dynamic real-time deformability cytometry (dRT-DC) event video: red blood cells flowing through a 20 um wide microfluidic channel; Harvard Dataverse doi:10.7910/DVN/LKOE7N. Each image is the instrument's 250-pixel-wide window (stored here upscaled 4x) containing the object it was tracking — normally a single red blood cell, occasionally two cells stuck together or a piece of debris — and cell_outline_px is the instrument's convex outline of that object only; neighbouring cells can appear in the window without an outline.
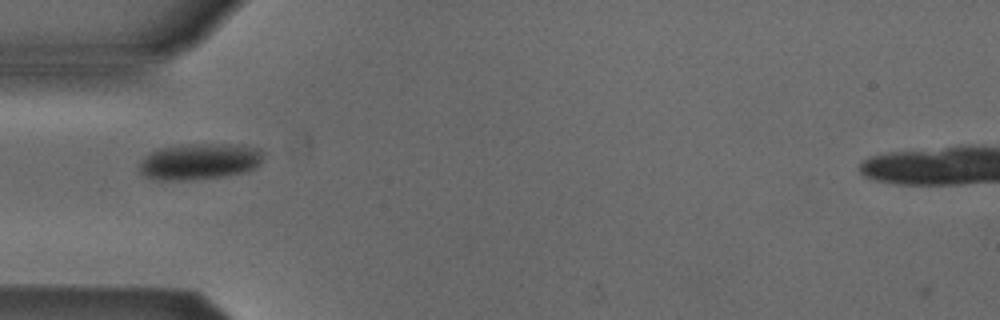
{"species": "Egyptian fruit bat (a non-hibernating species)", "species_latin": "Rousettus aegyptiacus", "temperature_condition": "cold", "stored_images_in_passage": 38, "camera_frame_rate_fps": 3000, "um_per_image_px": 0.085, "animal": {"sex": "male"}, "frame": {"image": 1, "passage_image": 2, "time_ms": 0.333, "image_size_px": [1000, 320], "cell_outline_px": [[264, 156], [260, 164], [248, 172], [224, 176], [184, 180], [152, 180], [144, 176], [140, 172], [140, 164], [144, 156], [160, 148], [180, 144], [244, 144], [260, 148], [264, 152]], "centroid_in_image_um": [17.01, 13.71], "position_along_channel_um": 68.0, "area_um2": 26.65}}
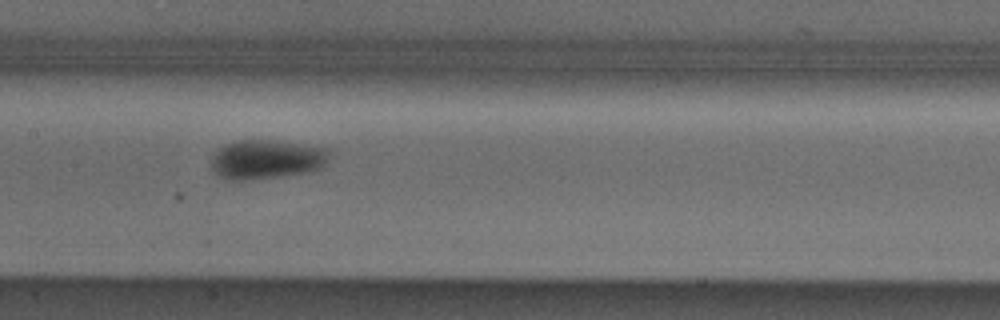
{"frame": {"image": 2, "passage_image": 11, "time_ms": 3.333, "image_size_px": [1000, 320], "cell_outline_px": [[328, 156], [324, 164], [320, 168], [304, 172], [280, 176], [244, 180], [228, 180], [220, 176], [212, 168], [212, 156], [220, 148], [236, 140], [272, 140], [324, 148], [328, 152]], "centroid_in_image_um": [22.6, 13.55], "position_along_channel_um": 184.8, "area_um2": 26.3}}
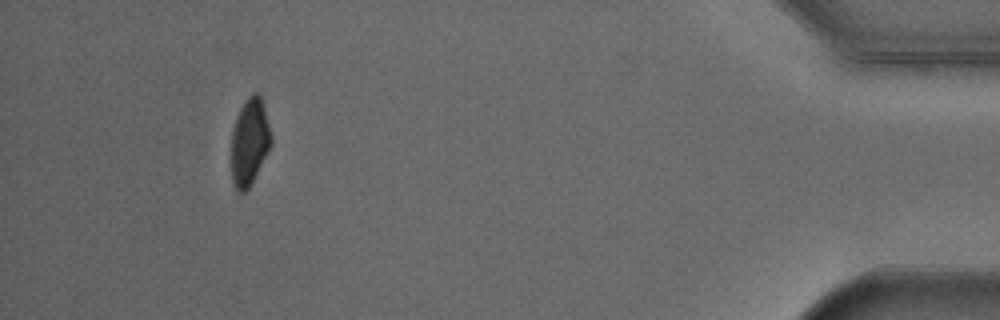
{"frame": {"image": 3, "passage_image": 34, "time_ms": 11.0, "image_size_px": [1000, 320], "cell_outline_px": [[272, 144], [252, 184], [244, 192], [236, 192], [232, 180], [232, 128], [236, 116], [244, 100], [252, 92], [256, 92], [260, 96], [264, 108], [272, 136]], "centroid_in_image_um": [21.21, 12.07], "position_along_channel_um": 414.0, "area_um2": 20.35}, "authors_computed_cell_mechanics": {"area_um2": 25.5476, "velocity_mm_per_s": 3.8918, "shape_relaxation_time_tau1_ms": 2.3309, "shape_relaxation_time_tau2_ms": null, "deformation_change_tau1": 0.0605, "deformation_change_tau2": null}}